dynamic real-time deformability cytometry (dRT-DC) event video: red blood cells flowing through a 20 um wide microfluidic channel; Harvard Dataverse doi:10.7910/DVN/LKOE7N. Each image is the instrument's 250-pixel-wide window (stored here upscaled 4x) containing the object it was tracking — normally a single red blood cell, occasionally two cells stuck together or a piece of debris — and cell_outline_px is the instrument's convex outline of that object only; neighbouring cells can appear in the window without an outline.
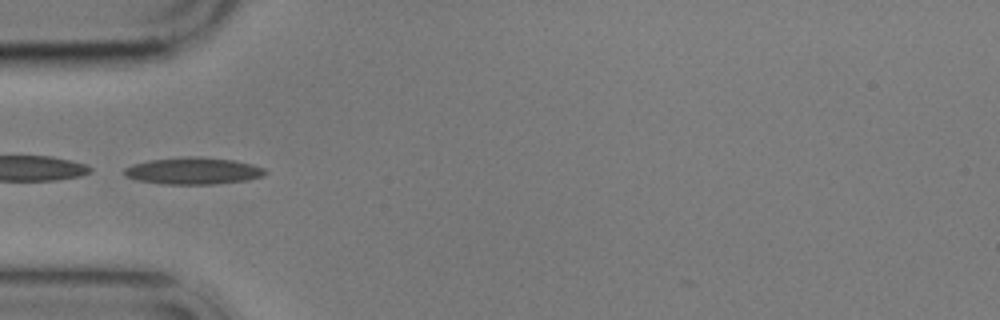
{"species": "common noctule bat (a hibernating species)", "species_latin": "Nyctalus noctula", "temperature_condition": "cold", "stored_images_in_passage": 6, "camera_frame_rate_fps": 3000, "um_per_image_px": 0.085, "animal": {"sex": "male", "body_mass_g": 17.9}, "frame": {"image": 1, "passage_image": 4, "time_ms": 3.667, "image_size_px": [1000, 320], "cell_outline_px": [[268, 172], [264, 176], [248, 180], [216, 184], [164, 184], [136, 180], [124, 176], [124, 168], [132, 164], [152, 160], [188, 156], [196, 156], [232, 160], [252, 164], [264, 168]], "centroid_in_image_um": [16.44, 14.53], "position_along_channel_um": 68.6, "area_um2": 22.14}}
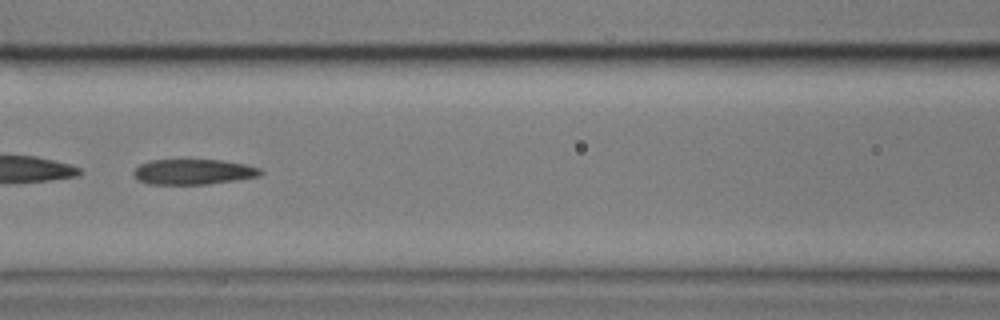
{"frame": {"image": 2, "passage_image": 6, "time_ms": 6.0, "image_size_px": [1000, 320], "cell_outline_px": [[264, 172], [260, 176], [236, 180], [208, 184], [148, 184], [136, 180], [132, 176], [132, 172], [140, 164], [152, 160], [220, 160], [244, 164], [260, 168]], "centroid_in_image_um": [16.41, 14.61], "position_along_channel_um": 150.2, "area_um2": 18.84}}